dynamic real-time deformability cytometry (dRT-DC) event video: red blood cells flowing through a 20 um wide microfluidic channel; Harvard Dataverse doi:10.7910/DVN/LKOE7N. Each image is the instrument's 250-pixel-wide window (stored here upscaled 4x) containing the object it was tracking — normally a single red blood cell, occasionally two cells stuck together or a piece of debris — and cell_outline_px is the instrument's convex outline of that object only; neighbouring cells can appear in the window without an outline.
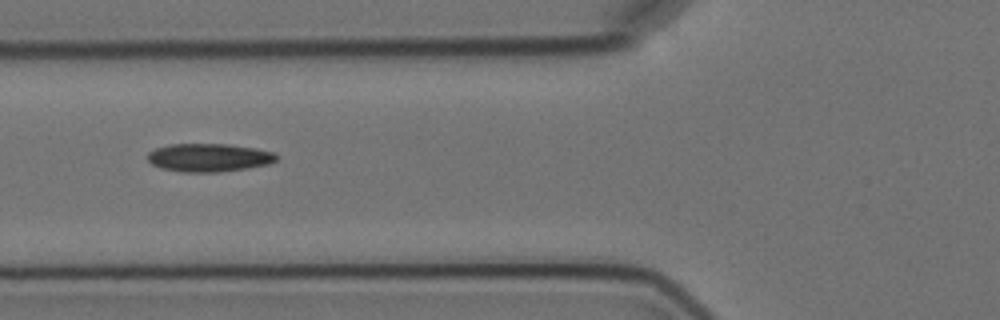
{"species": "Egyptian fruit bat (a non-hibernating species)", "species_latin": "Rousettus aegyptiacus", "temperature_condition": "cold", "stored_images_in_passage": 6, "camera_frame_rate_fps": 3000, "um_per_image_px": 0.085, "animal": {"sex": "female"}, "frame": {"image": 1, "passage_image": 4, "time_ms": 6.333, "image_size_px": [1000, 320], "cell_outline_px": [[276, 160], [268, 164], [220, 172], [180, 172], [160, 168], [152, 164], [148, 160], [148, 152], [156, 148], [168, 144], [228, 144], [256, 148], [272, 152], [276, 156]], "centroid_in_image_um": [17.7, 13.39], "position_along_channel_um": 108.1, "area_um2": 21.1}}
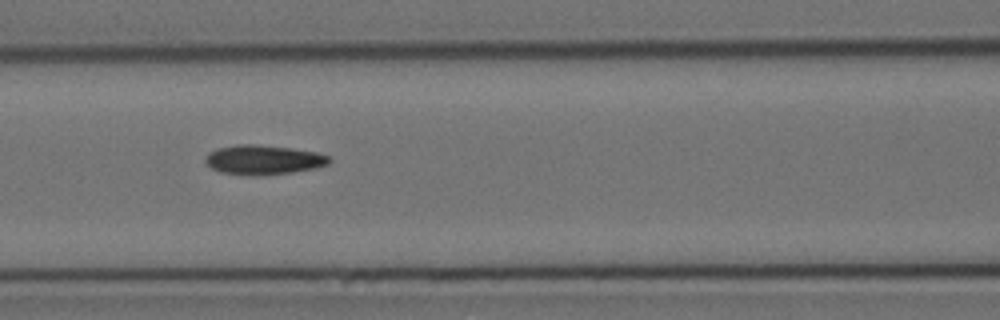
{"frame": {"image": 2, "passage_image": 5, "time_ms": 7.333, "image_size_px": [1000, 320], "cell_outline_px": [[332, 160], [328, 164], [316, 168], [292, 172], [256, 176], [252, 176], [220, 172], [212, 168], [204, 160], [204, 156], [208, 152], [216, 148], [236, 144], [256, 144], [292, 148], [316, 152], [328, 156]], "centroid_in_image_um": [22.36, 13.58], "position_along_channel_um": 144.2, "area_um2": 21.5}}
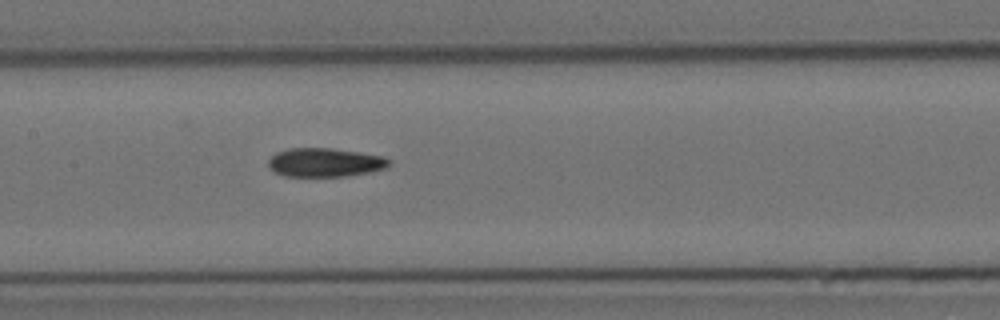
{"frame": {"image": 3, "passage_image": 6, "time_ms": 8.333, "image_size_px": [1000, 320], "cell_outline_px": [[388, 168], [372, 172], [344, 176], [284, 176], [276, 172], [268, 164], [268, 160], [276, 152], [288, 148], [328, 148], [384, 156], [388, 160]], "centroid_in_image_um": [27.62, 13.81], "position_along_channel_um": 179.8, "area_um2": 20.06}}